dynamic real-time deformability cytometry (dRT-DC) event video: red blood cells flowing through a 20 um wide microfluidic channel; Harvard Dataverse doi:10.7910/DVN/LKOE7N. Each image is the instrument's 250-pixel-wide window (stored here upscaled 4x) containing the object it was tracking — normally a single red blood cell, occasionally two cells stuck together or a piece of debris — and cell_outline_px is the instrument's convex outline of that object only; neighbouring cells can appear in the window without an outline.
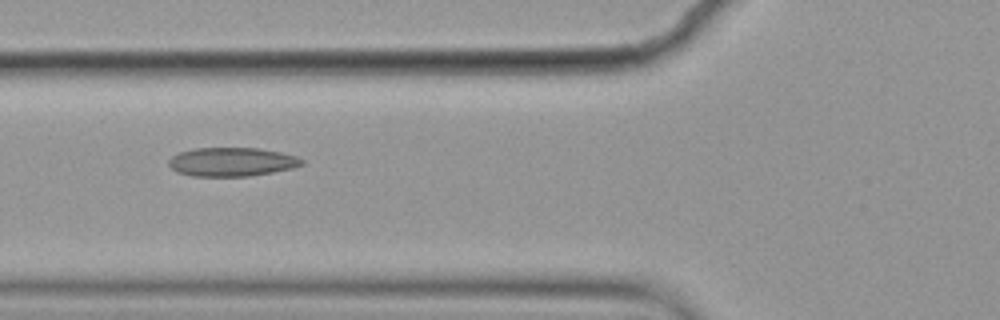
{"species": "common noctule bat (a hibernating species)", "species_latin": "Nyctalus noctula", "temperature_condition": "cold", "stored_images_in_passage": 8, "camera_frame_rate_fps": 3000, "um_per_image_px": 0.085, "animal": {"sex": "female", "body_mass_g": 19.9}, "frame": {"image": 1, "passage_image": 6, "time_ms": 1.667, "image_size_px": [1000, 320], "cell_outline_px": [[304, 164], [292, 168], [272, 172], [248, 176], [192, 176], [176, 172], [168, 164], [168, 160], [172, 156], [180, 152], [196, 148], [260, 148], [280, 152], [296, 156], [304, 160]], "centroid_in_image_um": [19.7, 13.76], "position_along_channel_um": 106.1, "area_um2": 22.31}}
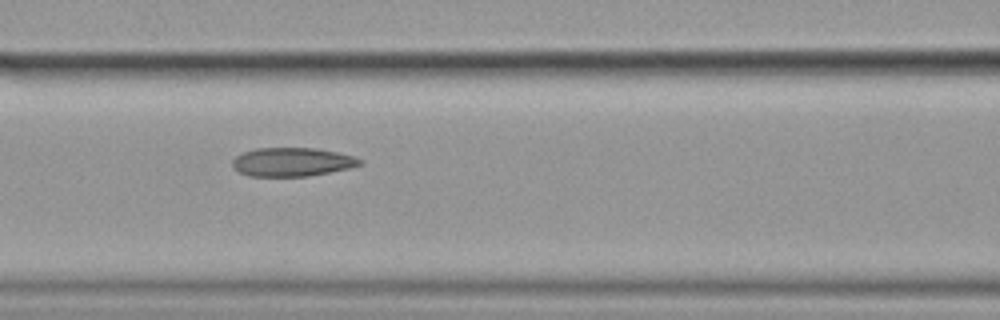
{"frame": {"image": 2, "passage_image": 7, "time_ms": 2.0, "image_size_px": [1000, 320], "cell_outline_px": [[364, 164], [348, 168], [308, 176], [248, 176], [240, 172], [232, 164], [232, 160], [236, 156], [244, 152], [256, 148], [316, 148], [336, 152], [352, 156], [364, 160]], "centroid_in_image_um": [24.84, 13.76], "position_along_channel_um": 141.8, "area_um2": 21.15}}
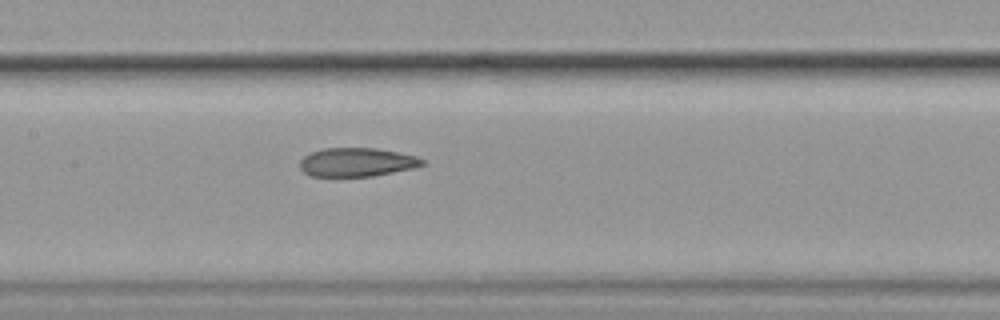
{"frame": {"image": 3, "passage_image": 8, "time_ms": 2.333, "image_size_px": [1000, 320], "cell_outline_px": [[424, 164], [412, 168], [372, 176], [312, 176], [304, 172], [300, 168], [300, 160], [304, 156], [312, 152], [324, 148], [376, 148], [416, 156], [424, 160]], "centroid_in_image_um": [30.3, 13.78], "position_along_channel_um": 177.1, "area_um2": 20.23}}